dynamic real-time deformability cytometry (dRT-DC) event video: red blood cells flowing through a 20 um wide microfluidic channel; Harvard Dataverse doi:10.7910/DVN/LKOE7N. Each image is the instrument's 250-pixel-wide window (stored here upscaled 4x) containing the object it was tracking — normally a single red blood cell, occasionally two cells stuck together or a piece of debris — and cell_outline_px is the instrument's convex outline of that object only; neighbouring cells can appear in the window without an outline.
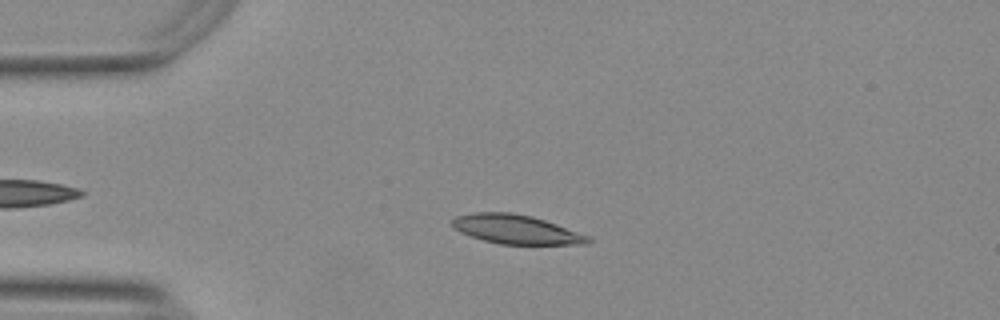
{"species": "Egyptian fruit bat (a non-hibernating species)", "species_latin": "Rousettus aegyptiacus", "temperature_condition": "warm", "stored_images_in_passage": 49, "camera_frame_rate_fps": 3000, "um_per_image_px": 0.085, "animal": {"sex": "female"}, "frame": {"image": 1, "passage_image": 12, "time_ms": 3.667, "image_size_px": [1000, 320], "cell_outline_px": [[592, 240], [584, 244], [500, 244], [484, 240], [460, 232], [452, 224], [452, 220], [456, 216], [476, 212], [512, 212], [532, 216], [592, 236]], "centroid_in_image_um": [43.91, 19.49], "position_along_channel_um": 41.1, "area_um2": 22.89}}
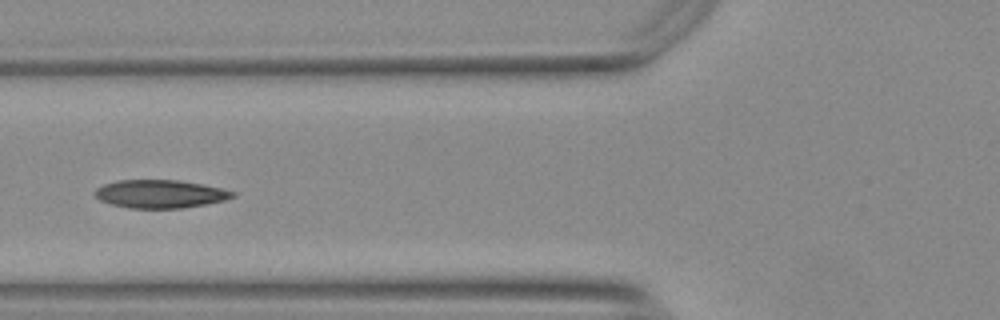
{"frame": {"image": 2, "passage_image": 20, "time_ms": 6.333, "image_size_px": [1000, 320], "cell_outline_px": [[236, 196], [224, 200], [204, 204], [180, 208], [128, 208], [112, 204], [100, 200], [96, 196], [96, 188], [104, 184], [116, 180], [180, 180], [220, 188], [236, 192]], "centroid_in_image_um": [13.61, 16.48], "position_along_channel_um": 112.2, "area_um2": 22.37}}
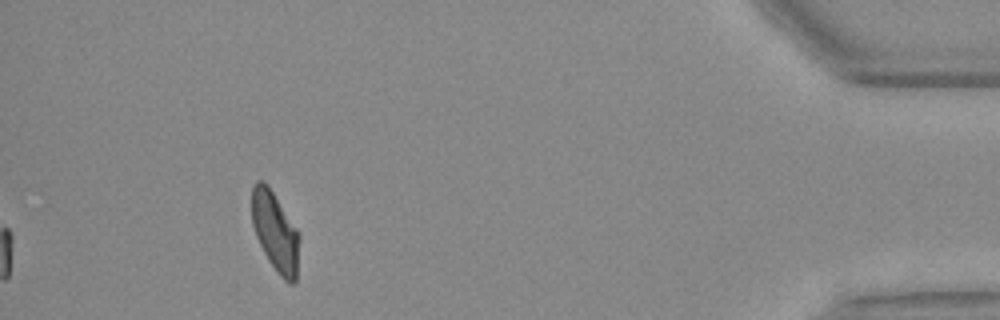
{"frame": {"image": 3, "passage_image": 49, "time_ms": 16.0, "image_size_px": [1000, 320], "cell_outline_px": [[300, 240], [296, 280], [292, 284], [288, 284], [280, 276], [268, 260], [256, 236], [252, 224], [252, 184], [256, 180], [264, 180], [268, 184], [300, 232]], "centroid_in_image_um": [23.41, 19.67], "position_along_channel_um": 411.8, "area_um2": 22.43}, "authors_computed_cell_mechanics": {"area_um2": 22.6576, "velocity_mm_per_s": 3.7373, "shape_relaxation_time_tau1_ms": 4.7619, "shape_relaxation_time_tau2_ms": 2.2518, "deformation_change_tau1": 0.159, "deformation_change_tau2": 0.0851}}